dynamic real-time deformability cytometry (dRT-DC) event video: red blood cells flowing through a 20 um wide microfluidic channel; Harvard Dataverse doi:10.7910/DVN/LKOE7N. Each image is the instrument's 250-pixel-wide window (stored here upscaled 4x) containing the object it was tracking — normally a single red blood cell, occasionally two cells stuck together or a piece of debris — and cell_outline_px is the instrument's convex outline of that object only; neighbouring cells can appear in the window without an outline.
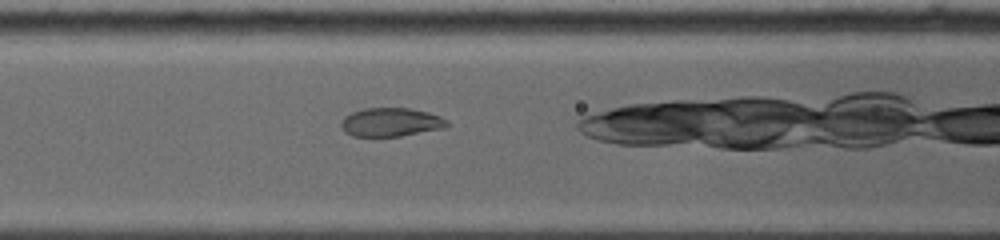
{"species": "common noctule bat (a hibernating species)", "species_latin": "Nyctalus noctula", "temperature_condition": "warm", "stored_images_in_passage": 4, "camera_frame_rate_fps": 5000, "um_per_image_px": 0.085, "animal": {"sex": "female", "body_mass_g": 19.0, "forearm_length_mm": 53.3}, "frame": {"image": 1, "passage_image": 3, "time_ms": 1.6, "image_size_px": [1000, 240], "cell_outline_px": [[448, 124], [444, 128], [400, 136], [352, 136], [344, 132], [340, 128], [340, 124], [344, 116], [352, 112], [364, 108], [408, 108], [428, 112], [440, 116], [448, 120]], "centroid_in_image_um": [33.19, 10.38], "position_along_channel_um": 133.4, "area_um2": 17.74}}